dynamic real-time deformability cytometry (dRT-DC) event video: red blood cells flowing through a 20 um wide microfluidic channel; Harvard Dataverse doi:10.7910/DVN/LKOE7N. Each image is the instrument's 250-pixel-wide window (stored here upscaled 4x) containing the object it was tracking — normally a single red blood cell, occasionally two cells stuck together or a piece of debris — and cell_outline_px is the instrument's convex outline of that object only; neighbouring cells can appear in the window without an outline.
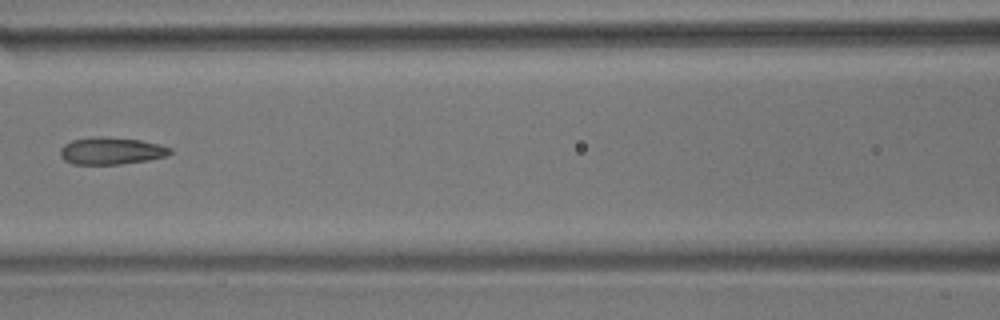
{"species": "common noctule bat (a hibernating species)", "species_latin": "Nyctalus noctula", "temperature_condition": "room temperature", "stored_images_in_passage": 10, "camera_frame_rate_fps": 3000, "um_per_image_px": 0.085, "animal": {"sex": "male", "body_mass_g": 17.9}, "frame": {"image": 1, "passage_image": 6, "time_ms": 5.667, "image_size_px": [1000, 320], "cell_outline_px": [[172, 152], [168, 156], [148, 160], [120, 164], [72, 164], [64, 160], [60, 156], [60, 148], [64, 144], [72, 140], [92, 136], [104, 136], [140, 140], [160, 144], [172, 148]], "centroid_in_image_um": [9.45, 12.81], "position_along_channel_um": 157.1, "area_um2": 17.63}}
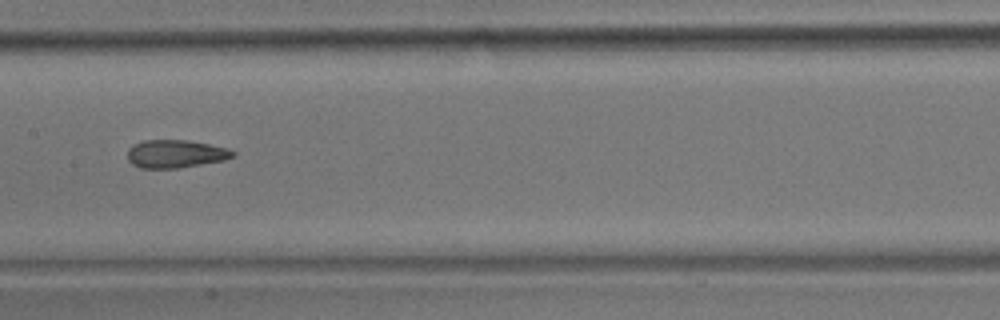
{"frame": {"image": 2, "passage_image": 7, "time_ms": 6.667, "image_size_px": [1000, 320], "cell_outline_px": [[236, 156], [224, 160], [180, 168], [140, 168], [132, 164], [128, 160], [128, 148], [132, 144], [144, 140], [188, 140], [228, 148], [236, 152]], "centroid_in_image_um": [14.92, 13.07], "position_along_channel_um": 192.5, "area_um2": 17.34}}
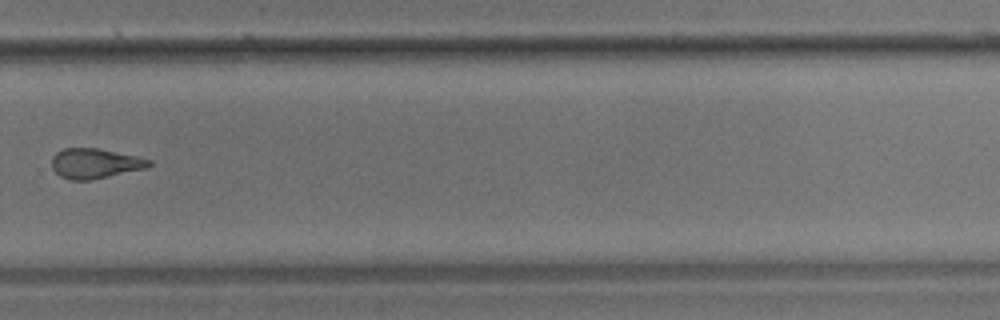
{"frame": {"image": 3, "passage_image": 10, "time_ms": 10.333, "image_size_px": [1000, 320], "cell_outline_px": [[152, 164], [148, 168], [92, 180], [72, 180], [60, 176], [52, 168], [52, 156], [56, 152], [64, 148], [96, 148], [136, 156], [152, 160]], "centroid_in_image_um": [8.09, 13.9], "position_along_channel_um": 321.7, "area_um2": 17.05}}